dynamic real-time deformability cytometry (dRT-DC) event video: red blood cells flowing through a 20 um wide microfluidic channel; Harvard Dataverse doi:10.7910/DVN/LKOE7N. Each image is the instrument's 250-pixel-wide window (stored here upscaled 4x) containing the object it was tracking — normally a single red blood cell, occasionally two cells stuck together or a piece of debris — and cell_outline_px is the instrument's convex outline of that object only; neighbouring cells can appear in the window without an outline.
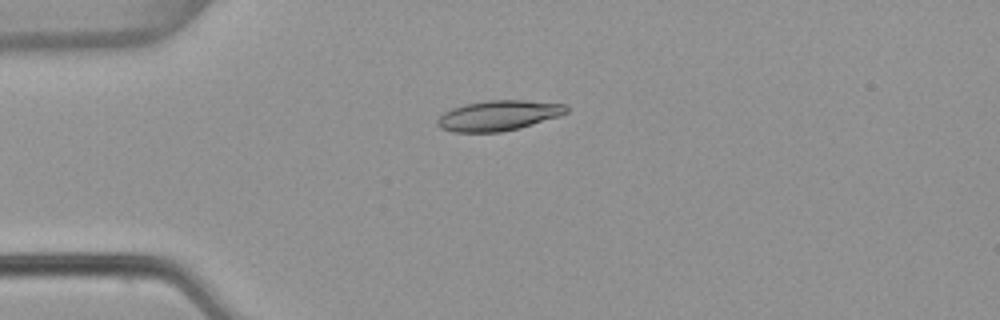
{"species": "common noctule bat (a hibernating species)", "species_latin": "Nyctalus noctula", "temperature_condition": "warm", "stored_images_in_passage": 6, "camera_frame_rate_fps": 3000, "um_per_image_px": 0.085, "animal": {"sex": "female", "body_mass_g": 22.7, "forearm_length_mm": 54.2}, "frame": {"image": 1, "passage_image": 3, "time_ms": 0.667, "image_size_px": [1000, 320], "cell_outline_px": [[568, 112], [520, 128], [500, 132], [452, 132], [440, 128], [436, 124], [436, 120], [444, 112], [452, 108], [464, 104], [488, 100], [524, 100], [564, 104], [568, 108]], "centroid_in_image_um": [42.31, 9.82], "position_along_channel_um": 42.7, "area_um2": 22.6}}
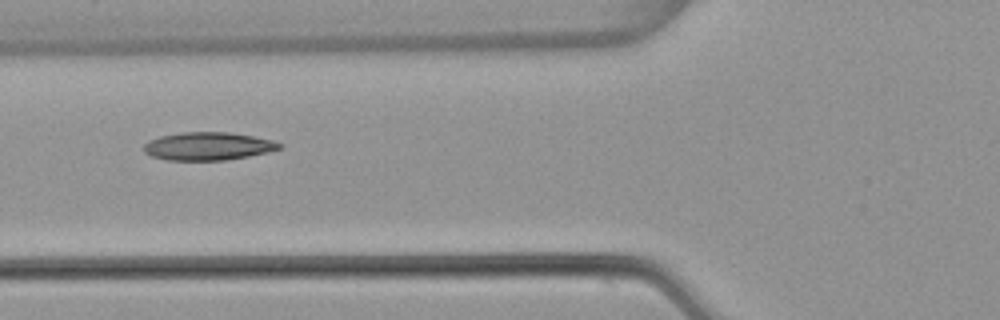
{"frame": {"image": 2, "passage_image": 5, "time_ms": 1.333, "image_size_px": [1000, 320], "cell_outline_px": [[284, 148], [268, 152], [228, 160], [168, 160], [152, 156], [144, 152], [144, 144], [148, 140], [160, 136], [180, 132], [232, 132], [272, 140], [284, 144]], "centroid_in_image_um": [17.71, 12.42], "position_along_channel_um": 108.1, "area_um2": 22.31}}
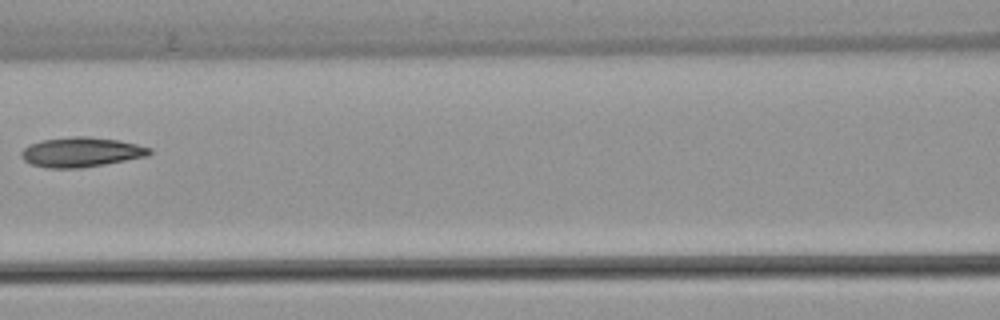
{"frame": {"image": 3, "passage_image": 6, "time_ms": 1.667, "image_size_px": [1000, 320], "cell_outline_px": [[152, 152], [148, 156], [104, 164], [80, 168], [48, 168], [32, 164], [24, 160], [20, 156], [20, 152], [24, 148], [40, 140], [76, 136], [88, 136], [116, 140], [136, 144], [152, 148]], "centroid_in_image_um": [6.9, 12.93], "position_along_channel_um": 159.7, "area_um2": 22.08}}